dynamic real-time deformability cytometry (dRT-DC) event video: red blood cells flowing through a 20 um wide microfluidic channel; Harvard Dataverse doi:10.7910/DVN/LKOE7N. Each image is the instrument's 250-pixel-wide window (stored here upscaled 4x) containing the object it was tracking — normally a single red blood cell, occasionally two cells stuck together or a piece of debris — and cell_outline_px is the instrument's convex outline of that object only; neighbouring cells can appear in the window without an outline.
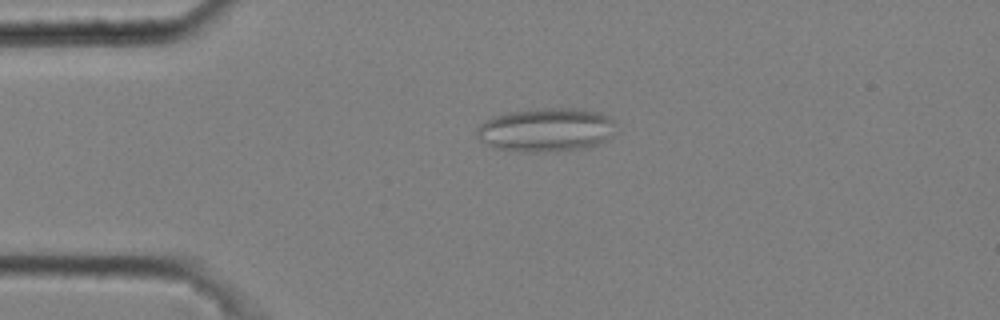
{"species": "common noctule bat (a hibernating species)", "species_latin": "Nyctalus noctula", "temperature_condition": "cold", "stored_images_in_passage": 5, "camera_frame_rate_fps": 3000, "um_per_image_px": 0.085, "animal": {"sex": "male", "body_mass_g": 20.4}, "frame": {"image": 1, "passage_image": 4, "time_ms": 1.0, "image_size_px": [1000, 320], "cell_outline_px": [[616, 132], [608, 140], [600, 144], [588, 148], [544, 152], [516, 152], [492, 148], [480, 140], [476, 136], [476, 132], [480, 124], [492, 116], [508, 112], [544, 108], [572, 108], [600, 112], [616, 120]], "centroid_in_image_um": [46.46, 11.05], "position_along_channel_um": 38.5, "area_um2": 36.24}}